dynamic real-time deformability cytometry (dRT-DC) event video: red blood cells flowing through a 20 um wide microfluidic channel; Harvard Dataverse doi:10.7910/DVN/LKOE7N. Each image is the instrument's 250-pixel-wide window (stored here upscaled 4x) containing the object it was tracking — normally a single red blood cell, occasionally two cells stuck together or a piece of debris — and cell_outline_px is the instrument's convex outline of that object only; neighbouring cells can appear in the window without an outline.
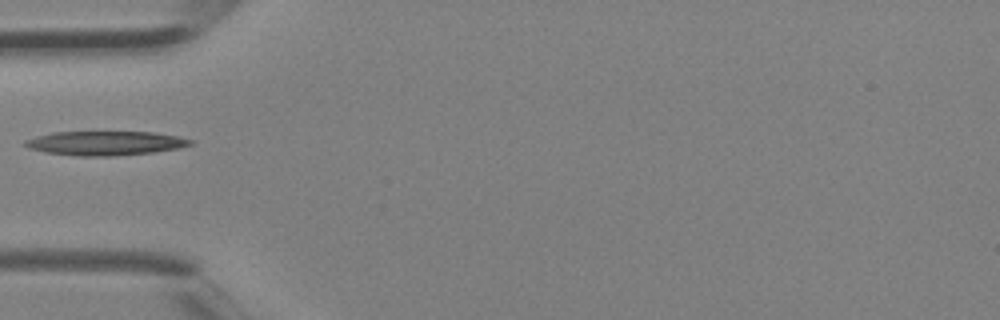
{"species": "Egyptian fruit bat (a non-hibernating species)", "species_latin": "Rousettus aegyptiacus", "temperature_condition": "room temperature", "stored_images_in_passage": 3, "camera_frame_rate_fps": 3000, "um_per_image_px": 0.085, "animal": {"sex": "female"}, "frame": {"image": 1, "passage_image": 3, "time_ms": 0.667, "image_size_px": [1000, 320], "cell_outline_px": [[196, 144], [180, 148], [152, 152], [112, 156], [80, 156], [44, 152], [28, 148], [24, 144], [24, 140], [36, 136], [52, 132], [156, 132], [176, 136], [192, 140]], "centroid_in_image_um": [8.96, 12.17], "position_along_channel_um": 76.0, "area_um2": 23.35}}